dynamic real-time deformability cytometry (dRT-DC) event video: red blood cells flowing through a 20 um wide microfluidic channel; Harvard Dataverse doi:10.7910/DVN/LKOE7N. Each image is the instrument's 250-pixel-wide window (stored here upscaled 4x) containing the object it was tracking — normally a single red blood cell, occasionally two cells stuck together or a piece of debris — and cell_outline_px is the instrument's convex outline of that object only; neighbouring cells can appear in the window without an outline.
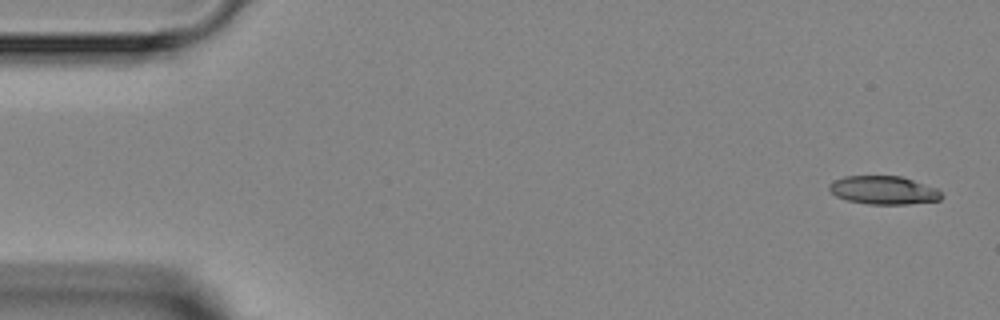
{"species": "Egyptian fruit bat (a non-hibernating species)", "species_latin": "Rousettus aegyptiacus", "temperature_condition": "room temperature", "stored_images_in_passage": 4, "camera_frame_rate_fps": 3000, "um_per_image_px": 0.085, "animal": {"sex": "female"}, "frame": {"image": 1, "passage_image": 1, "time_ms": 0.0, "image_size_px": [1000, 320], "cell_outline_px": [[944, 196], [940, 200], [908, 204], [868, 204], [848, 200], [836, 196], [828, 188], [828, 184], [844, 176], [900, 176], [936, 188]], "centroid_in_image_um": [75.1, 16.17], "position_along_channel_um": 9.9, "area_um2": 18.38}}
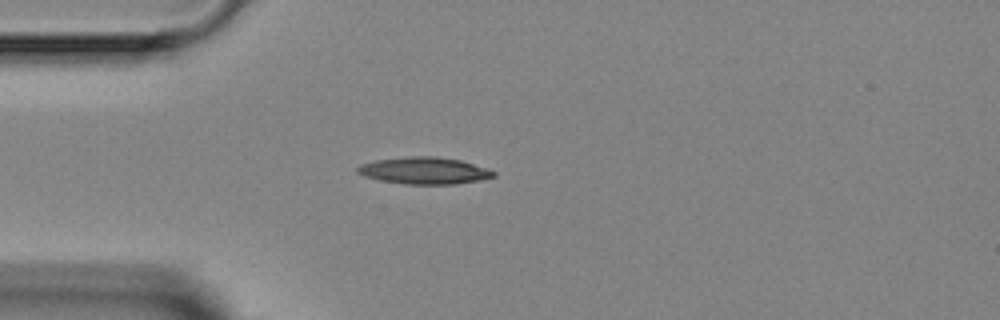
{"frame": {"image": 2, "passage_image": 4, "time_ms": 3.667, "image_size_px": [1000, 320], "cell_outline_px": [[496, 176], [480, 180], [456, 184], [408, 184], [380, 180], [364, 176], [356, 172], [356, 168], [360, 164], [376, 160], [408, 156], [436, 156], [460, 160], [488, 168], [496, 172]], "centroid_in_image_um": [36.08, 14.5], "position_along_channel_um": 48.9, "area_um2": 21.39}}